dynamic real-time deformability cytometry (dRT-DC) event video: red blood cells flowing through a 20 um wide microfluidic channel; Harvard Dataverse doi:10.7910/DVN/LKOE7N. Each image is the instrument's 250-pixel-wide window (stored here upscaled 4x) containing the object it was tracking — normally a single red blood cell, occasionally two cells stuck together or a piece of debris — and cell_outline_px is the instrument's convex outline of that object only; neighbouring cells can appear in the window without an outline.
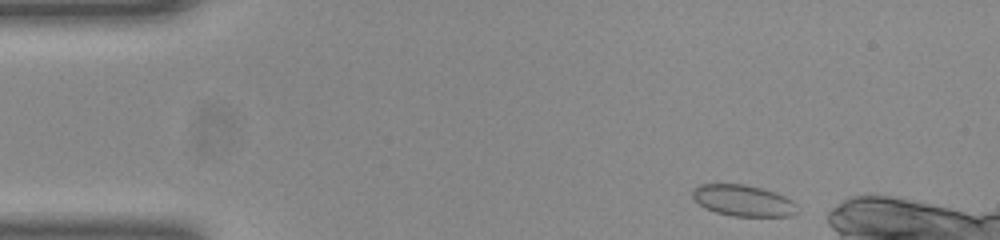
{"species": "common noctule bat (a hibernating species)", "species_latin": "Nyctalus noctula", "temperature_condition": "room temperature", "stored_images_in_passage": 47, "camera_frame_rate_fps": 3000, "um_per_image_px": 0.085, "animal": {"sex": "female", "body_mass_g": 23.0, "forearm_length_mm": 53.4}, "frame": {"image": 1, "passage_image": 2, "time_ms": 0.333, "image_size_px": [1000, 240], "cell_outline_px": [[796, 212], [792, 216], [732, 216], [716, 212], [704, 208], [692, 196], [692, 188], [700, 184], [744, 184], [760, 188], [784, 196], [792, 200], [796, 204]], "centroid_in_image_um": [63.14, 17.05], "position_along_channel_um": 21.9, "area_um2": 18.96}}
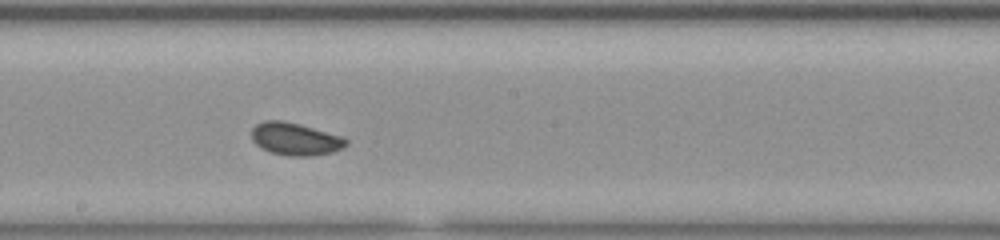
{"frame": {"image": 2, "passage_image": 23, "time_ms": 7.333, "image_size_px": [1000, 240], "cell_outline_px": [[348, 144], [344, 148], [332, 152], [308, 156], [292, 156], [272, 152], [260, 148], [252, 140], [252, 128], [256, 124], [264, 120], [284, 120], [300, 124], [344, 136], [348, 140]], "centroid_in_image_um": [25.12, 11.8], "position_along_channel_um": 223.1, "area_um2": 18.09}}
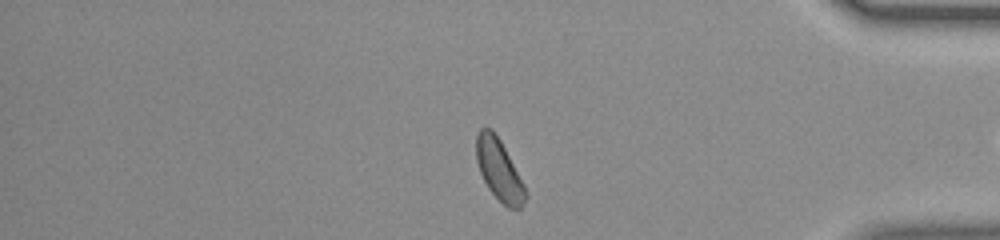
{"frame": {"image": 3, "passage_image": 38, "time_ms": 12.333, "image_size_px": [1000, 240], "cell_outline_px": [[528, 196], [524, 204], [516, 212], [508, 208], [488, 188], [480, 172], [476, 160], [476, 136], [480, 128], [492, 128], [500, 140], [524, 184]], "centroid_in_image_um": [42.44, 14.47], "position_along_channel_um": 392.8, "area_um2": 17.51}}